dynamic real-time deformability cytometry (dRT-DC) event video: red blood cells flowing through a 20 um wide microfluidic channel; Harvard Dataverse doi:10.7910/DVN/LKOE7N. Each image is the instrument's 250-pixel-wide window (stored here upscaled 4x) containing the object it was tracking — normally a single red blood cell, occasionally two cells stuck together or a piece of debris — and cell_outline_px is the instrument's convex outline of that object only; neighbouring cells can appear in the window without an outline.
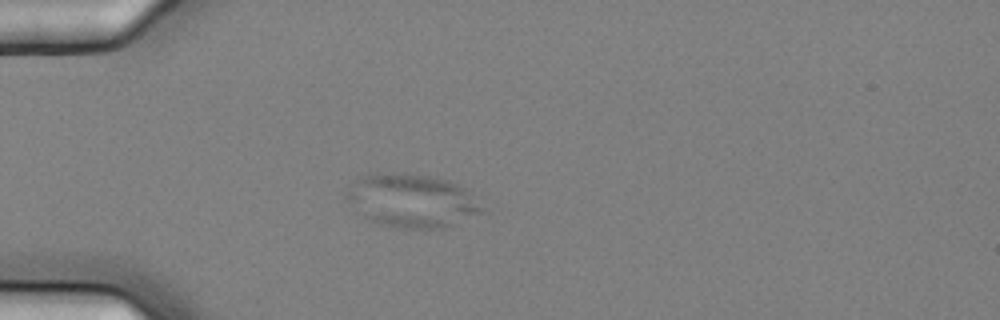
{"species": "common noctule bat (a hibernating species)", "species_latin": "Nyctalus noctula", "temperature_condition": "cold", "stored_images_in_passage": 8, "camera_frame_rate_fps": 3000, "um_per_image_px": 0.085, "animal": {"sex": "female", "body_mass_g": 25.1}, "frame": {"image": 1, "passage_image": 6, "time_ms": 1.667, "image_size_px": [1000, 320], "cell_outline_px": [[488, 212], [444, 228], [412, 228], [380, 224], [368, 220], [344, 196], [356, 180], [368, 172], [396, 172], [428, 176], [448, 180], [464, 188]], "centroid_in_image_um": [35.04, 17.05], "position_along_channel_um": 50.0, "area_um2": 41.96}}
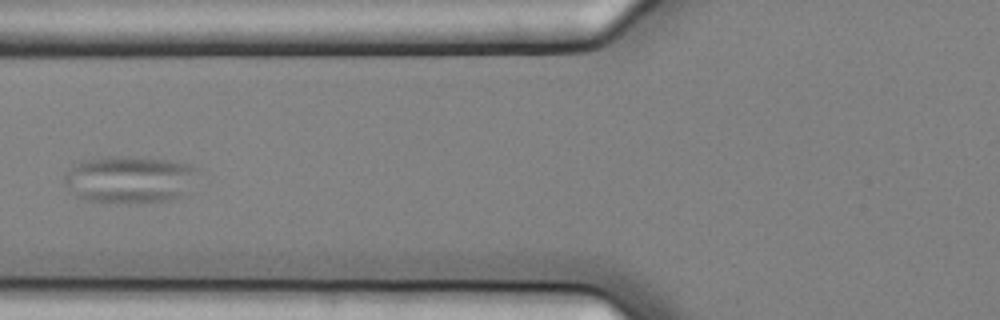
{"frame": {"image": 2, "passage_image": 8, "time_ms": 2.333, "image_size_px": [1000, 320], "cell_outline_px": [[200, 168], [180, 196], [168, 200], [88, 200], [76, 196], [64, 184], [64, 176], [68, 168], [80, 160], [108, 156], [128, 156], [168, 160], [192, 164]], "centroid_in_image_um": [10.95, 15.17], "position_along_channel_um": 114.9, "area_um2": 35.66}}